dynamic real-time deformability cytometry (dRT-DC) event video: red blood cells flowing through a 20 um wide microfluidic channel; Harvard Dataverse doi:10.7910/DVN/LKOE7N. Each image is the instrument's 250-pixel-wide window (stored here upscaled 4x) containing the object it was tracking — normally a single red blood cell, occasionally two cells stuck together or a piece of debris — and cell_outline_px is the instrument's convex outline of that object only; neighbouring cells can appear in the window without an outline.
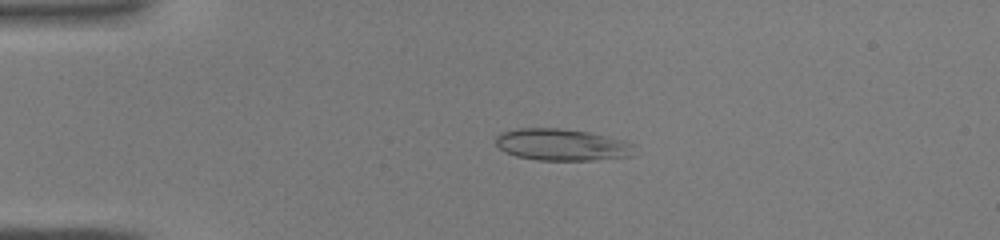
{"species": "common noctule bat (a hibernating species)", "species_latin": "Nyctalus noctula", "temperature_condition": "warm", "stored_images_in_passage": 42, "camera_frame_rate_fps": 3000, "um_per_image_px": 0.085, "animal": {"sex": "male", "body_mass_g": 19.0, "forearm_length_mm": 50.8}, "frame": {"image": 1, "passage_image": 9, "time_ms": 2.667, "image_size_px": [1000, 240], "cell_outline_px": [[636, 144], [632, 156], [596, 160], [536, 160], [516, 156], [504, 152], [496, 144], [496, 136], [500, 132], [516, 128], [560, 128], [588, 132], [624, 140]], "centroid_in_image_um": [47.76, 12.3], "position_along_channel_um": 37.2, "area_um2": 25.95}}
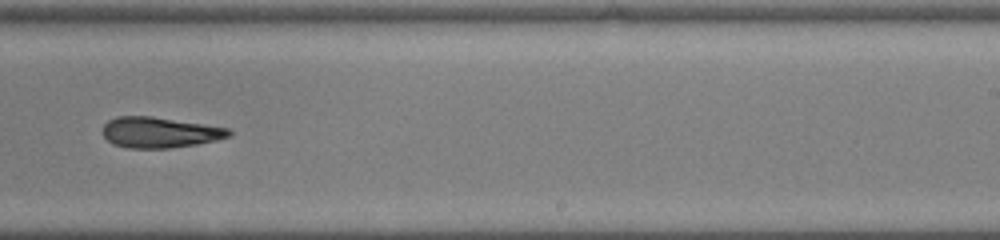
{"frame": {"image": 2, "passage_image": 27, "time_ms": 8.667, "image_size_px": [1000, 240], "cell_outline_px": [[232, 136], [216, 140], [196, 144], [168, 148], [128, 148], [112, 144], [104, 136], [104, 124], [108, 120], [116, 116], [152, 116], [228, 128], [232, 132]], "centroid_in_image_um": [13.57, 11.25], "position_along_channel_um": 275.4, "area_um2": 22.48}}
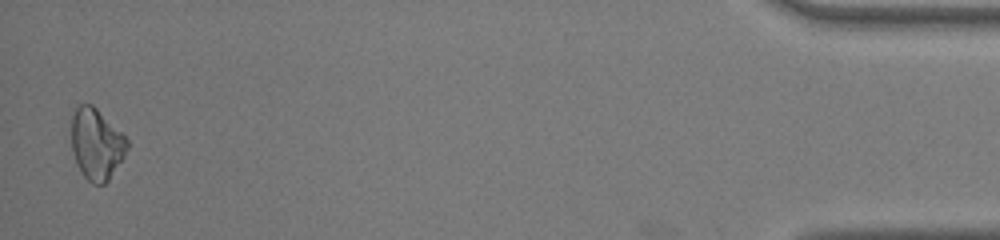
{"frame": {"image": 3, "passage_image": 42, "time_ms": 13.667, "image_size_px": [1000, 240], "cell_outline_px": [[128, 148], [124, 156], [108, 180], [104, 184], [92, 184], [80, 172], [76, 164], [72, 148], [72, 116], [76, 108], [80, 104], [92, 104], [128, 140]], "centroid_in_image_um": [8.18, 12.26], "position_along_channel_um": 427.0, "area_um2": 22.77}}